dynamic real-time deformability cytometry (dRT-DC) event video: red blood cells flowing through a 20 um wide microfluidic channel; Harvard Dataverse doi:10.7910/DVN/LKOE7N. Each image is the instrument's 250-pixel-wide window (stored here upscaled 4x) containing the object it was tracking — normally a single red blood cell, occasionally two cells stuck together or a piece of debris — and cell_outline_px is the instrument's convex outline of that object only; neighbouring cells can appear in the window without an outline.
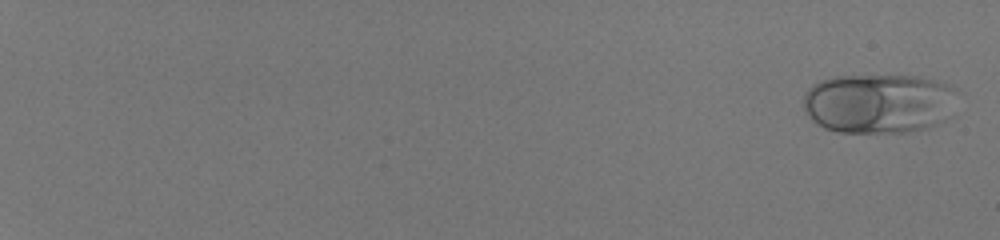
{"species": "human", "species_latin": "Homo sapiens", "temperature_condition": "room temperature", "stored_images_in_passage": 27, "camera_frame_rate_fps": 3000, "um_per_image_px": 0.085, "donor": {"sex": "male"}, "frame": {"image": 1, "passage_image": 2, "time_ms": 0.333, "image_size_px": [1000, 240], "cell_outline_px": [[956, 88], [944, 120], [928, 128], [908, 132], [836, 132], [824, 128], [812, 120], [808, 116], [804, 108], [804, 96], [808, 88], [812, 84], [820, 80], [836, 76], [920, 76], [936, 80], [948, 84]], "centroid_in_image_um": [74.62, 8.78], "position_along_channel_um": 10.4, "area_um2": 53.35}}
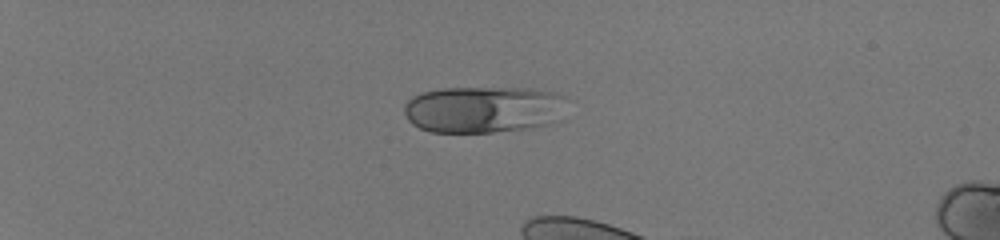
{"frame": {"image": 2, "passage_image": 18, "time_ms": 5.667, "image_size_px": [1000, 240], "cell_outline_px": [[564, 96], [560, 120], [552, 124], [528, 128], [492, 132], [432, 132], [420, 128], [412, 124], [408, 120], [404, 112], [404, 104], [412, 96], [420, 92], [440, 88], [532, 88], [556, 92]], "centroid_in_image_um": [41.07, 9.29], "position_along_channel_um": 43.9, "area_um2": 44.74}}